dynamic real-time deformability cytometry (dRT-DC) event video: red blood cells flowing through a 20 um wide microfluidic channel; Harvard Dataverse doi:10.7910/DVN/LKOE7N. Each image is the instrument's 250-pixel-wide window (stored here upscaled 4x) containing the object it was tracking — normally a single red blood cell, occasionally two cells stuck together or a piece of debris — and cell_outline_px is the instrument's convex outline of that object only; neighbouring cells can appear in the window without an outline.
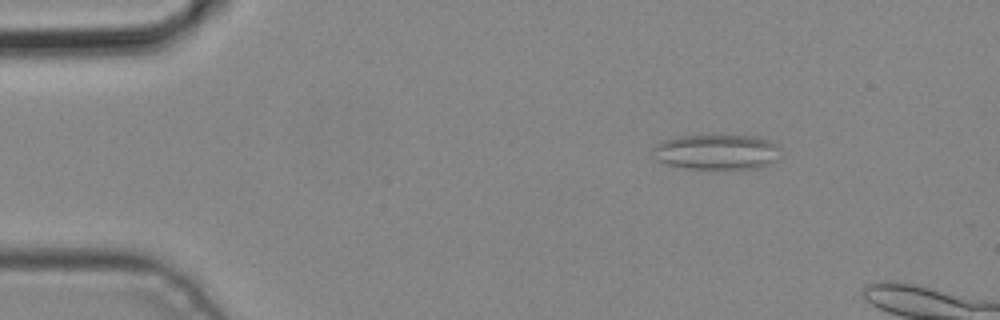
{"species": "common noctule bat (a hibernating species)", "species_latin": "Nyctalus noctula", "temperature_condition": "cold", "stored_images_in_passage": 4, "camera_frame_rate_fps": 3000, "um_per_image_px": 0.085, "animal": {"sex": "male", "body_mass_g": 19.2, "forearm_length_mm": 51.8}, "frame": {"image": 1, "passage_image": 2, "time_ms": 0.333, "image_size_px": [1000, 320], "cell_outline_px": [[784, 156], [768, 164], [756, 168], [688, 168], [668, 164], [660, 160], [652, 148], [656, 144], [664, 140], [676, 136], [756, 136], [768, 140], [776, 144], [784, 152]], "centroid_in_image_um": [61.02, 12.9], "position_along_channel_um": 24.0, "area_um2": 25.95}}